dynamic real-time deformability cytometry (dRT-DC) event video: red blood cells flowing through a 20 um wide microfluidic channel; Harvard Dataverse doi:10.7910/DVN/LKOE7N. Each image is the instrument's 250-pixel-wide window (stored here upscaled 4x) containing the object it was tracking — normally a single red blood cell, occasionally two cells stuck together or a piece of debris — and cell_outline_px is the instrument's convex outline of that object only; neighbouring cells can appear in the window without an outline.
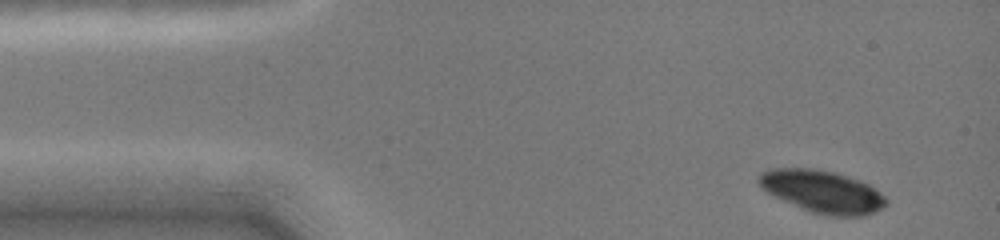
{"species": "common noctule bat (a hibernating species)", "species_latin": "Nyctalus noctula", "temperature_condition": "cold", "stored_images_in_passage": 39, "camera_frame_rate_fps": 3000, "um_per_image_px": 0.085, "animal": {"sex": "female", "body_mass_g": 19.0, "forearm_length_mm": 51.5}, "frame": {"image": 1, "passage_image": 1, "time_ms": 0.0, "image_size_px": [1000, 240], "cell_outline_px": [[888, 204], [876, 212], [864, 216], [824, 216], [812, 212], [784, 200], [768, 192], [756, 180], [760, 172], [768, 168], [812, 168], [836, 172], [860, 180], [868, 184], [880, 192], [888, 200]], "centroid_in_image_um": [69.93, 16.27], "position_along_channel_um": 15.1, "area_um2": 31.56}}
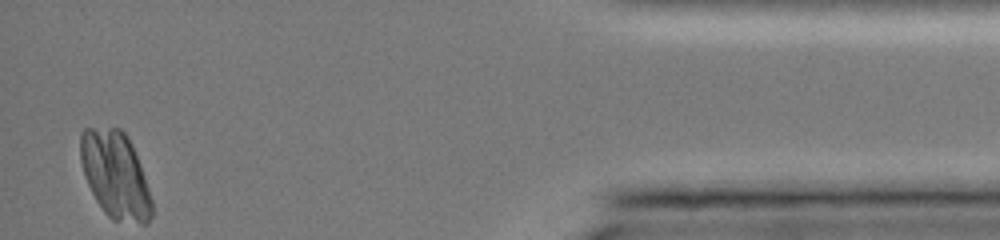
{"frame": {"image": 2, "passage_image": 39, "time_ms": 14.0, "image_size_px": [1000, 240], "cell_outline_px": [[152, 216], [148, 224], [140, 224], [112, 220], [104, 212], [96, 200], [84, 176], [80, 160], [80, 132], [84, 128], [120, 128], [124, 132], [132, 144], [140, 164], [152, 200]], "centroid_in_image_um": [9.8, 14.88], "position_along_channel_um": 425.4, "area_um2": 36.3}}